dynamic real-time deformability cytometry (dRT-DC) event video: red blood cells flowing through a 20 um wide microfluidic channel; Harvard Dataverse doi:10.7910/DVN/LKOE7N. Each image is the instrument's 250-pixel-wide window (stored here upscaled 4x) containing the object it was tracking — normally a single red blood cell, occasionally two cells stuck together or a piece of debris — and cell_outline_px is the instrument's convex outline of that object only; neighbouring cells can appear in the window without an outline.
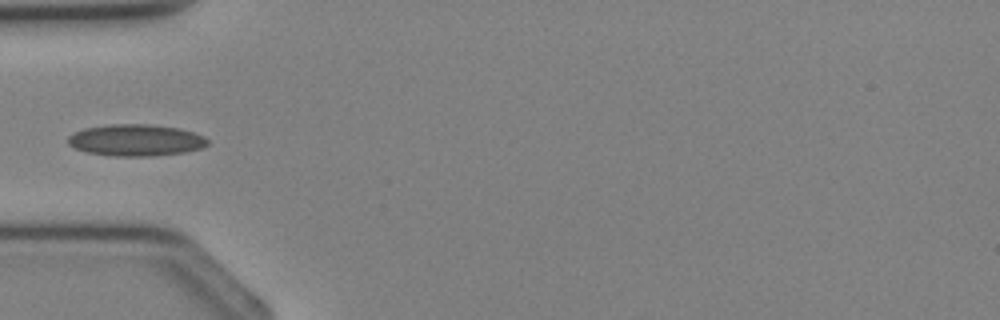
{"species": "Egyptian fruit bat (a non-hibernating species)", "species_latin": "Rousettus aegyptiacus", "temperature_condition": "cold", "stored_images_in_passage": 4, "camera_frame_rate_fps": 3000, "um_per_image_px": 0.085, "animal": {"sex": "female"}, "frame": {"image": 1, "passage_image": 4, "time_ms": 3.333, "image_size_px": [1000, 320], "cell_outline_px": [[208, 144], [200, 148], [184, 152], [148, 156], [112, 156], [84, 152], [68, 144], [68, 136], [72, 132], [84, 128], [108, 124], [152, 124], [180, 128], [204, 136], [208, 140]], "centroid_in_image_um": [11.5, 11.9], "position_along_channel_um": 73.5, "area_um2": 25.89}}